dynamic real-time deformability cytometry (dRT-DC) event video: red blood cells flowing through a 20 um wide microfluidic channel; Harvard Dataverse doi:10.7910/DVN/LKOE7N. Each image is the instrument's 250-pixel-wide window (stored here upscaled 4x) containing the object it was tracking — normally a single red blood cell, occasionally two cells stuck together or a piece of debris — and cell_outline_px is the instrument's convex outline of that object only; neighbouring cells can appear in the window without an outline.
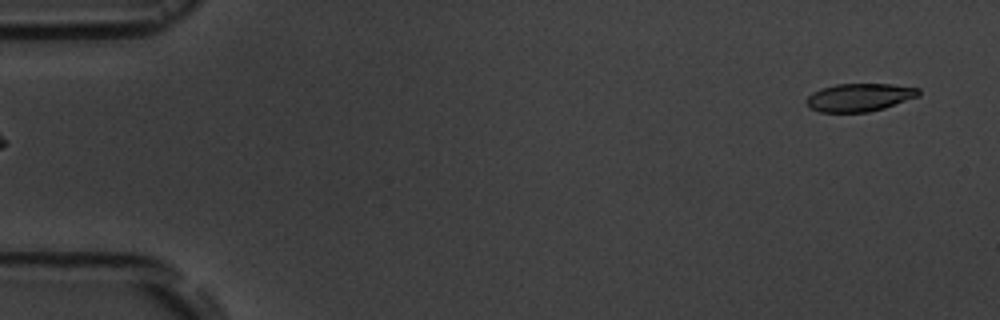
{"species": "common noctule bat (a hibernating species)", "species_latin": "Nyctalus noctula", "temperature_condition": "room temperature", "stored_images_in_passage": 2, "camera_frame_rate_fps": 3000, "um_per_image_px": 0.085, "animal": {"sex": "male", "body_mass_g": 19.5, "forearm_length_mm": 54.6}, "frame": {"image": 1, "passage_image": 2, "time_ms": 1.333, "image_size_px": [1000, 320], "cell_outline_px": [[920, 96], [884, 108], [868, 112], [820, 112], [808, 108], [804, 104], [804, 100], [812, 92], [820, 88], [836, 84], [892, 84], [920, 88]], "centroid_in_image_um": [73.01, 8.28], "position_along_channel_um": 12.0, "area_um2": 18.61}}